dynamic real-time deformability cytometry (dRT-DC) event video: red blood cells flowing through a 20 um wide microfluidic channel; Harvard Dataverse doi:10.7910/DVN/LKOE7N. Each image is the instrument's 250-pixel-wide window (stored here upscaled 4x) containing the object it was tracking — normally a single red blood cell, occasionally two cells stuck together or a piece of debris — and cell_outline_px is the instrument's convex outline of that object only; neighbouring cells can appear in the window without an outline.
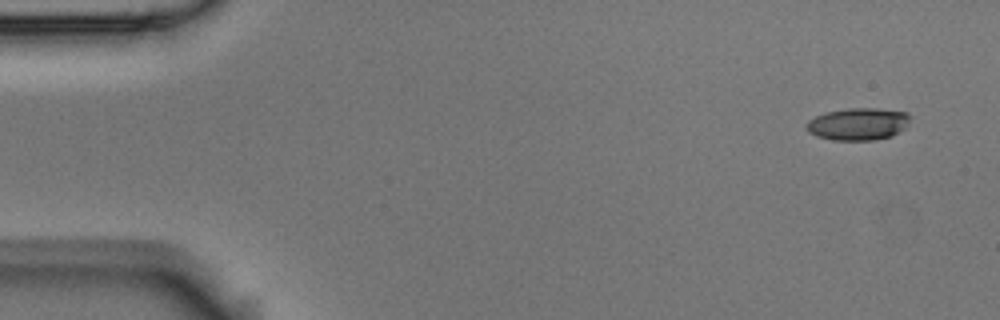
{"species": "Egyptian fruit bat (a non-hibernating species)", "species_latin": "Rousettus aegyptiacus", "temperature_condition": "room temperature", "stored_images_in_passage": 9, "camera_frame_rate_fps": 3000, "um_per_image_px": 0.085, "animal": {"sex": "male"}, "frame": {"image": 1, "passage_image": 1, "time_ms": 0.0, "image_size_px": [1000, 320], "cell_outline_px": [[912, 116], [908, 124], [904, 128], [892, 136], [872, 140], [832, 140], [816, 136], [808, 132], [804, 128], [804, 124], [808, 120], [824, 112], [848, 108], [876, 108], [908, 112]], "centroid_in_image_um": [72.92, 10.53], "position_along_channel_um": 12.1, "area_um2": 19.83}}
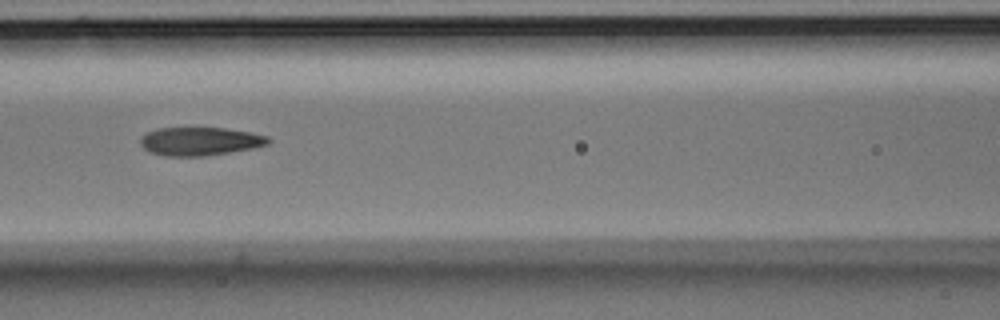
{"frame": {"image": 2, "passage_image": 7, "time_ms": 2.0, "image_size_px": [1000, 320], "cell_outline_px": [[272, 140], [268, 144], [252, 148], [204, 156], [164, 156], [148, 152], [140, 144], [140, 136], [156, 128], [224, 128], [252, 132], [268, 136]], "centroid_in_image_um": [16.98, 12.01], "position_along_channel_um": 149.6, "area_um2": 21.21}}
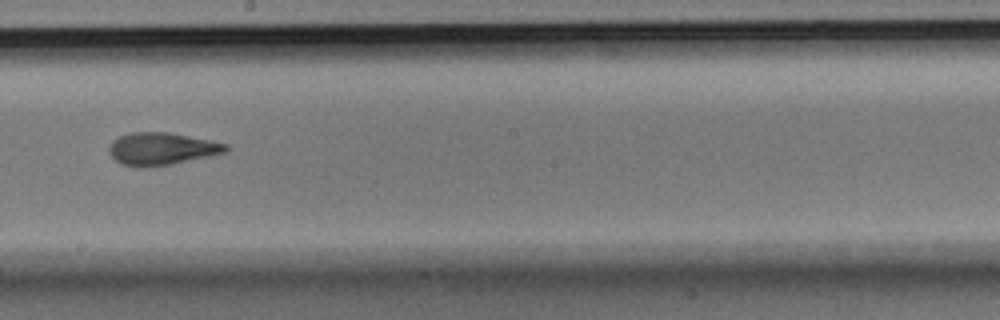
{"frame": {"image": 3, "passage_image": 9, "time_ms": 2.667, "image_size_px": [1000, 320], "cell_outline_px": [[228, 148], [224, 152], [208, 156], [172, 164], [144, 168], [140, 168], [120, 164], [108, 152], [108, 148], [112, 140], [120, 136], [132, 132], [168, 132], [228, 144]], "centroid_in_image_um": [13.67, 12.65], "position_along_channel_um": 234.5, "area_um2": 21.96}}